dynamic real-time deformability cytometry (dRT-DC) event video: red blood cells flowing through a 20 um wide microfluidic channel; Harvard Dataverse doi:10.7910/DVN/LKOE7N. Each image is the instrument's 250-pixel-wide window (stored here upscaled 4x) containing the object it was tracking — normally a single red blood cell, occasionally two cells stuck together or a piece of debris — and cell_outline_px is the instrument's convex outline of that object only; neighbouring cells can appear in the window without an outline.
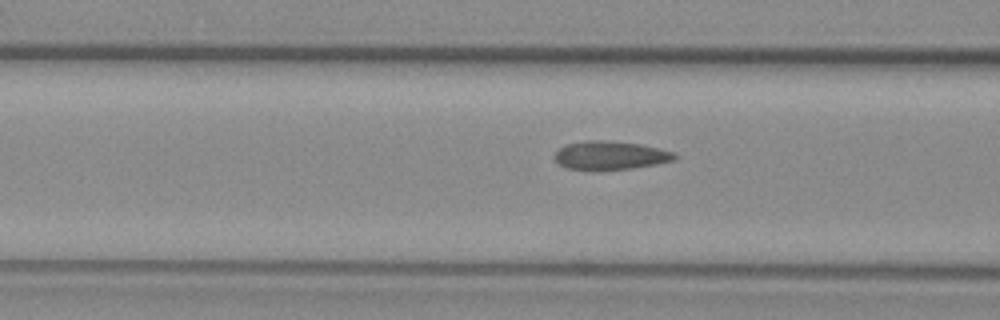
{"species": "common noctule bat (a hibernating species)", "species_latin": "Nyctalus noctula", "temperature_condition": "warm", "stored_images_in_passage": 37, "camera_frame_rate_fps": 3000, "um_per_image_px": 0.085, "animal": {"sex": "female", "body_mass_g": 29.2, "forearm_length_mm": 56.3}, "frame": {"image": 1, "passage_image": 13, "time_ms": 4.0, "image_size_px": [1000, 320], "cell_outline_px": [[676, 160], [656, 164], [632, 168], [596, 172], [592, 172], [564, 168], [556, 164], [552, 156], [564, 144], [584, 140], [604, 140], [640, 144], [672, 152], [676, 156]], "centroid_in_image_um": [51.75, 13.24], "position_along_channel_um": 114.9, "area_um2": 20.63}}
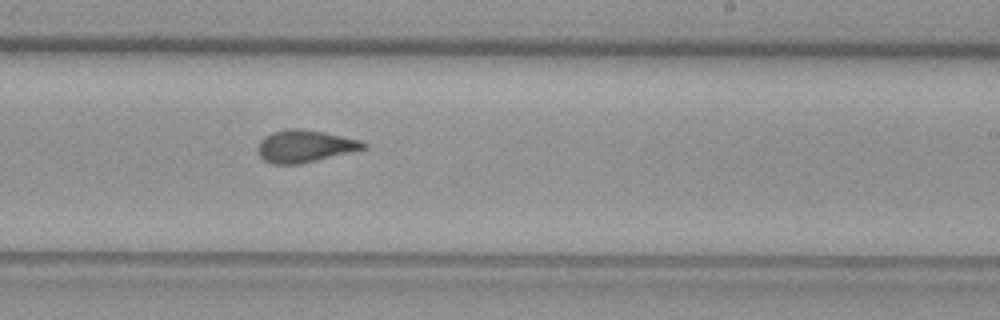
{"frame": {"image": 2, "passage_image": 25, "time_ms": 8.0, "image_size_px": [1000, 320], "cell_outline_px": [[368, 148], [300, 164], [272, 164], [264, 160], [260, 156], [256, 148], [260, 140], [264, 136], [272, 132], [288, 128], [300, 128], [324, 132], [360, 140], [368, 144]], "centroid_in_image_um": [25.89, 12.42], "position_along_channel_um": 263.1, "area_um2": 20.0}}
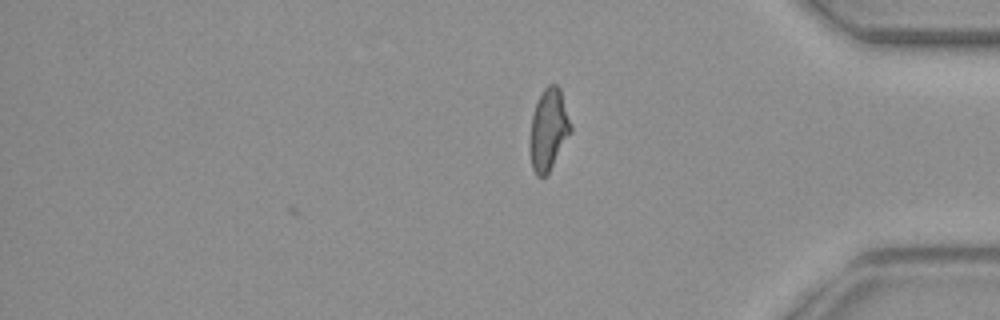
{"frame": {"image": 3, "passage_image": 37, "time_ms": 12.0, "image_size_px": [1000, 320], "cell_outline_px": [[572, 132], [548, 172], [544, 176], [536, 176], [532, 168], [528, 144], [528, 140], [532, 116], [536, 104], [544, 88], [548, 84], [556, 84], [560, 88], [572, 128]], "centroid_in_image_um": [46.6, 11.02], "position_along_channel_um": 388.6, "area_um2": 19.42}, "authors_computed_cell_mechanics": {"area_um2": 19.8832, "velocity_mm_per_s": 3.7065, "shape_relaxation_time_tau1_ms": null, "shape_relaxation_time_tau2_ms": 1.1832, "deformation_change_tau1": null, "deformation_change_tau2": 0.0576}}